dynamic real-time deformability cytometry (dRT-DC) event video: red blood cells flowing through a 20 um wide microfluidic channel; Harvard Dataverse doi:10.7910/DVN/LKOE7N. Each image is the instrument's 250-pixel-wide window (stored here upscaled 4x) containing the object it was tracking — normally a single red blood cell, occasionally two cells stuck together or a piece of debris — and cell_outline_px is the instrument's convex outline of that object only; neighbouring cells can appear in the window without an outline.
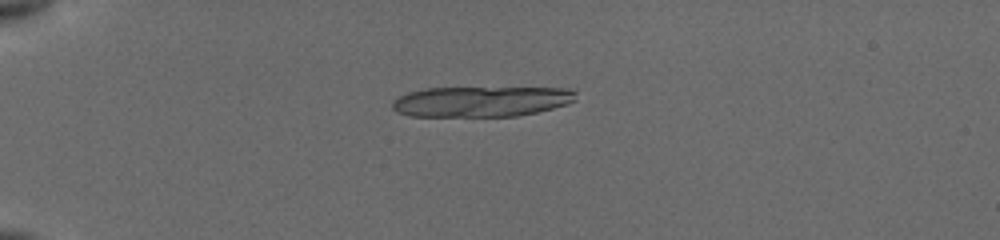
{"species": "common noctule bat (a hibernating species)", "species_latin": "Nyctalus noctula", "temperature_condition": "cold", "stored_images_in_passage": 17, "camera_frame_rate_fps": 3000, "um_per_image_px": 0.085, "animal": {"sex": "female", "body_mass_g": 19.5, "forearm_length_mm": 54.1}, "frame": {"image": 1, "passage_image": 9, "time_ms": 2.333, "image_size_px": [1000, 240], "cell_outline_px": [[576, 100], [568, 104], [536, 112], [516, 116], [408, 116], [396, 112], [392, 108], [392, 100], [408, 92], [424, 88], [568, 88], [576, 92]], "centroid_in_image_um": [40.88, 8.62], "position_along_channel_um": 44.1, "area_um2": 32.66}}